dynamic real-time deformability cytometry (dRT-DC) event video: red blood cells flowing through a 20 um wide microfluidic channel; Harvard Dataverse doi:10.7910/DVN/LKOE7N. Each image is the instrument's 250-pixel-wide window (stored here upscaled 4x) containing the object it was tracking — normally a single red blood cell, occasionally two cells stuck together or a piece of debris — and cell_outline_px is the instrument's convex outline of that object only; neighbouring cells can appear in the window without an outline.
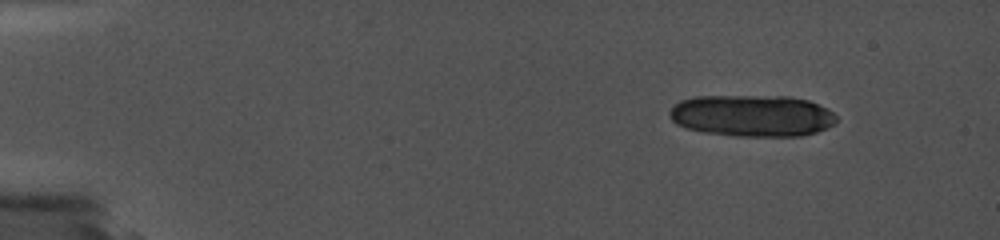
{"species": "common noctule bat (a hibernating species)", "species_latin": "Nyctalus noctula", "temperature_condition": "cold", "stored_images_in_passage": 3, "camera_frame_rate_fps": 5000, "um_per_image_px": 0.085, "animal": {"sex": "female", "body_mass_g": 19.0, "forearm_length_mm": 56.7}, "frame": {"image": 1, "passage_image": 2, "time_ms": 0.2, "image_size_px": [1000, 240], "cell_outline_px": [[660, 132], [656, 136], [644, 140], [516, 136], [508, 132], [504, 128], [560, 124], [648, 128]], "centroid_in_image_um": [49.66, 11.22], "position_along_channel_um": 35.3, "area_um2": 12.6}}